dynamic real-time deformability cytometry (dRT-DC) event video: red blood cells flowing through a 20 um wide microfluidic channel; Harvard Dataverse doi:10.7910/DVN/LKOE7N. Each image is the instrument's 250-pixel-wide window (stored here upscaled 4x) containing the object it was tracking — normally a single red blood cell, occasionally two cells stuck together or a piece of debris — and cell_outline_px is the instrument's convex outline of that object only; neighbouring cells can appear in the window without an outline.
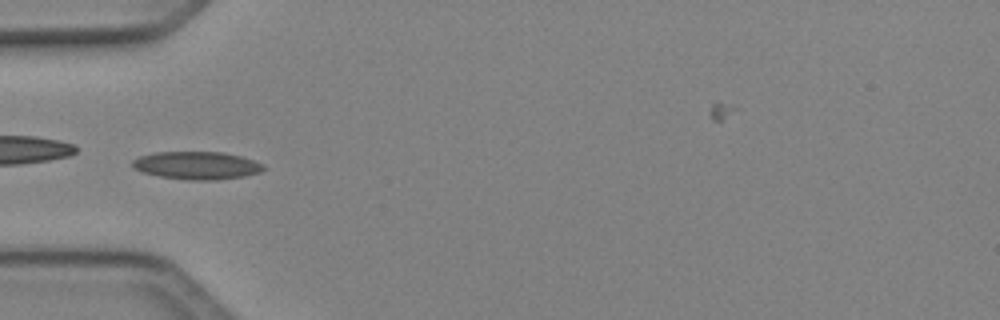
{"species": "Egyptian fruit bat (a non-hibernating species)", "species_latin": "Rousettus aegyptiacus", "temperature_condition": "cold", "stored_images_in_passage": 50, "camera_frame_rate_fps": 3000, "um_per_image_px": 0.085, "animal": {"sex": "female"}, "frame": {"image": 1, "passage_image": 16, "time_ms": 5.0, "image_size_px": [1000, 320], "cell_outline_px": [[264, 168], [260, 172], [244, 176], [216, 180], [188, 180], [160, 176], [140, 172], [132, 168], [132, 160], [140, 156], [156, 152], [224, 152], [240, 156], [264, 164]], "centroid_in_image_um": [16.7, 14.06], "position_along_channel_um": 68.3, "area_um2": 21.27}}
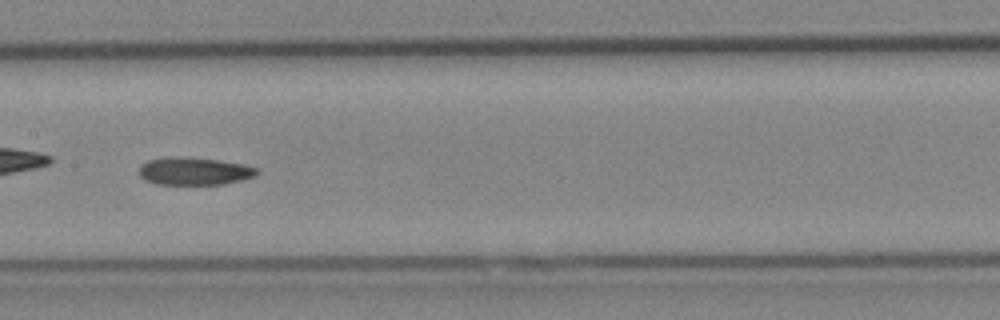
{"frame": {"image": 2, "passage_image": 25, "time_ms": 8.0, "image_size_px": [1000, 320], "cell_outline_px": [[260, 172], [256, 176], [224, 184], [156, 184], [144, 180], [140, 176], [140, 164], [148, 160], [168, 156], [176, 156], [216, 160], [244, 164], [256, 168]], "centroid_in_image_um": [16.49, 14.55], "position_along_channel_um": 190.9, "area_um2": 19.02}}
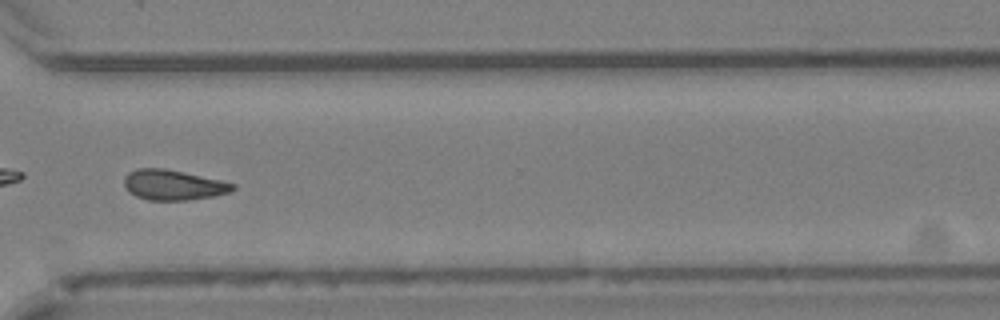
{"frame": {"image": 3, "passage_image": 37, "time_ms": 12.0, "image_size_px": [1000, 320], "cell_outline_px": [[236, 188], [228, 192], [216, 196], [188, 200], [148, 200], [136, 196], [128, 192], [124, 188], [124, 176], [128, 172], [136, 168], [164, 168], [184, 172], [220, 180], [236, 184]], "centroid_in_image_um": [14.69, 15.72], "position_along_channel_um": 355.9, "area_um2": 19.31}, "authors_computed_cell_mechanics": {"area_um2": 19.3052, "velocity_mm_per_s": 4.1123, "shape_relaxation_time_tau1_ms": null, "shape_relaxation_time_tau2_ms": 5.9781, "deformation_change_tau1": null, "deformation_change_tau2": 0.1146}}